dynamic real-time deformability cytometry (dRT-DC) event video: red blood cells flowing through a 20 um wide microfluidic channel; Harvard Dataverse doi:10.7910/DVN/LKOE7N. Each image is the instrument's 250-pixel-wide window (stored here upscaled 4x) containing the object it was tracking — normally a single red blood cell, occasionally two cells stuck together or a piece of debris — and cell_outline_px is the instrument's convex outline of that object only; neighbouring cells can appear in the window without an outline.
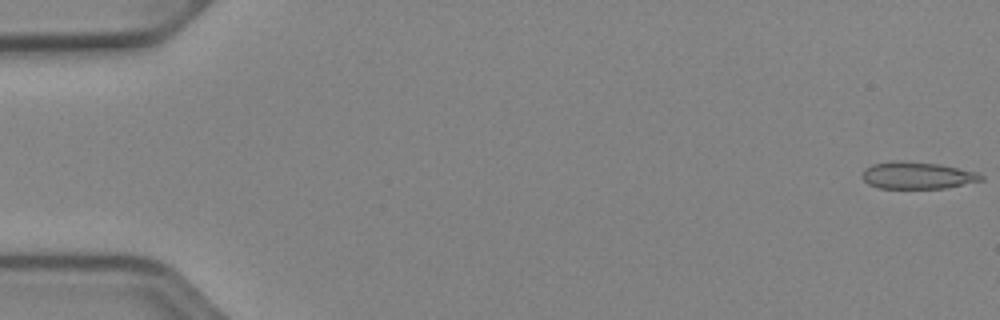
{"species": "Egyptian fruit bat (a non-hibernating species)", "species_latin": "Rousettus aegyptiacus", "temperature_condition": "cold", "stored_images_in_passage": 8, "camera_frame_rate_fps": 3000, "um_per_image_px": 0.085, "animal": {"sex": "female"}, "frame": {"image": 1, "passage_image": 1, "time_ms": 0.0, "image_size_px": [1000, 320], "cell_outline_px": [[984, 180], [944, 188], [876, 188], [868, 184], [860, 176], [864, 168], [872, 164], [892, 160], [904, 160], [940, 164], [980, 172], [984, 176]], "centroid_in_image_um": [77.95, 14.89], "position_along_channel_um": 7.0, "area_um2": 19.13}}